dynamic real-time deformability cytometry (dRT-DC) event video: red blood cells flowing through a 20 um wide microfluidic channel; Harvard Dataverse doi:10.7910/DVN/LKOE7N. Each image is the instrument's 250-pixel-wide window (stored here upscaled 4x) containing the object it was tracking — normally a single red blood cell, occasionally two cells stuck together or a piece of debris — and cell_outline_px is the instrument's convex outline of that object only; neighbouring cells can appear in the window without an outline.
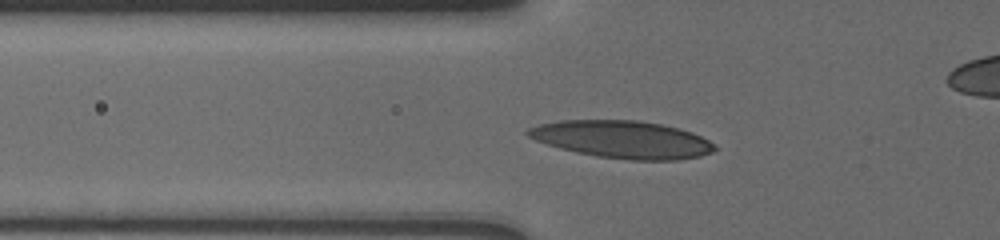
{"species": "human", "species_latin": "Homo sapiens", "temperature_condition": "cold", "stored_images_in_passage": 51, "camera_frame_rate_fps": 3000, "um_per_image_px": 0.085, "donor": {"sex": "male"}, "frame": {"image": 1, "passage_image": 15, "time_ms": 4.667, "image_size_px": [1000, 240], "cell_outline_px": [[716, 148], [712, 152], [700, 156], [676, 160], [632, 160], [596, 156], [576, 152], [560, 148], [536, 140], [528, 136], [524, 132], [528, 128], [540, 124], [560, 120], [640, 120], [660, 124], [692, 132], [716, 144]], "centroid_in_image_um": [52.9, 11.85], "position_along_channel_um": 72.9, "area_um2": 40.63}}
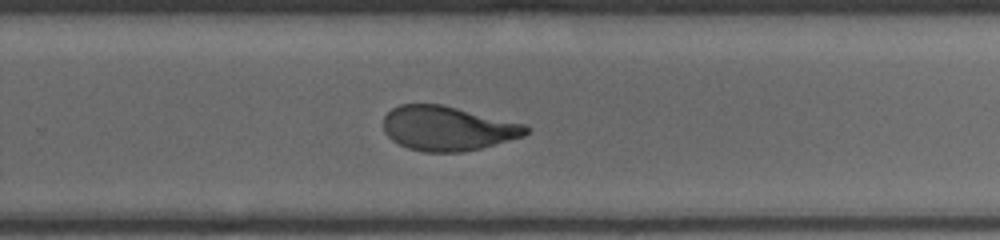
{"frame": {"image": 2, "passage_image": 32, "time_ms": 10.667, "image_size_px": [1000, 240], "cell_outline_px": [[532, 128], [524, 136], [480, 148], [464, 152], [424, 152], [408, 148], [392, 140], [384, 132], [384, 116], [392, 108], [400, 104], [440, 104], [528, 124]], "centroid_in_image_um": [38.08, 10.91], "position_along_channel_um": 291.7, "area_um2": 37.11}}
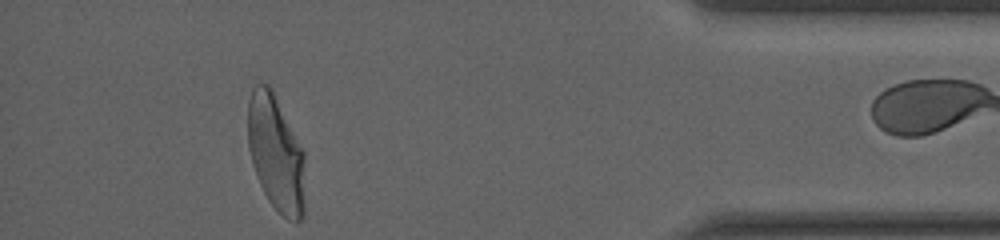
{"frame": {"image": 3, "passage_image": 47, "time_ms": 15.0, "image_size_px": [1000, 240], "cell_outline_px": [[304, 216], [296, 224], [288, 220], [268, 200], [256, 176], [252, 164], [248, 144], [248, 100], [252, 88], [256, 84], [268, 84], [272, 88], [304, 152]], "centroid_in_image_um": [23.45, 13.03], "position_along_channel_um": 411.7, "area_um2": 38.84}, "authors_computed_cell_mechanics": {"area_um2": 37.9168, "velocity_mm_per_s": 3.6891, "shape_relaxation_time_tau1_ms": 4.8187, "shape_relaxation_time_tau2_ms": 1.1133, "deformation_change_tau1": 0.1802, "deformation_change_tau2": 0.0737}}